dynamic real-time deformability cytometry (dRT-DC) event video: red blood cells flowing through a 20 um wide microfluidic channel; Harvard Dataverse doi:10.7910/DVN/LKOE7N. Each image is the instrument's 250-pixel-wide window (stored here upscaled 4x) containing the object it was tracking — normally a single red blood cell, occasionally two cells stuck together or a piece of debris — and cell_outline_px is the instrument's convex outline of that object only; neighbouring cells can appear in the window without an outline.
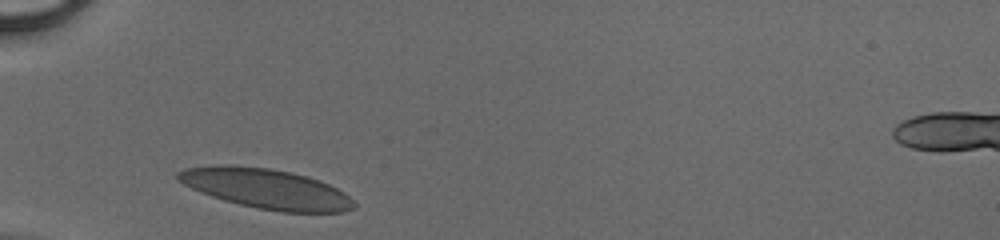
{"species": "human", "species_latin": "Homo sapiens", "temperature_condition": "cold", "stored_images_in_passage": 25, "camera_frame_rate_fps": 3000, "um_per_image_px": 0.085, "donor": {"sex": "male"}, "frame": {"image": 1, "passage_image": 1, "time_ms": 0.0, "image_size_px": [1000, 240], "cell_outline_px": [[356, 208], [344, 212], [280, 212], [240, 204], [224, 200], [200, 192], [176, 180], [176, 172], [184, 168], [220, 164], [268, 168], [292, 172], [308, 176], [320, 180], [344, 192], [356, 204]], "centroid_in_image_um": [22.62, 16.03], "position_along_channel_um": 62.4, "area_um2": 40.92}}
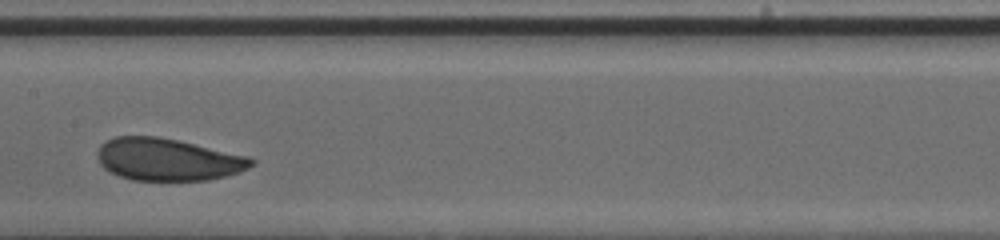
{"frame": {"image": 2, "passage_image": 11, "time_ms": 3.333, "image_size_px": [1000, 240], "cell_outline_px": [[256, 160], [248, 168], [240, 172], [224, 176], [204, 180], [132, 180], [108, 172], [100, 164], [96, 156], [96, 152], [100, 144], [116, 136], [156, 136], [176, 140], [248, 156]], "centroid_in_image_um": [14.21, 13.56], "position_along_channel_um": 193.2, "area_um2": 37.8}}
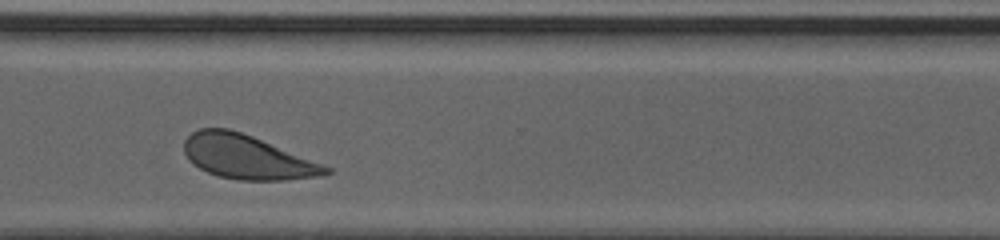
{"frame": {"image": 3, "passage_image": 22, "time_ms": 7.0, "image_size_px": [1000, 240], "cell_outline_px": [[332, 172], [324, 176], [284, 180], [240, 180], [220, 176], [208, 172], [192, 164], [188, 160], [184, 152], [184, 140], [192, 132], [200, 128], [228, 128], [252, 136], [332, 168]], "centroid_in_image_um": [20.99, 13.35], "position_along_channel_um": 349.6, "area_um2": 36.13}}